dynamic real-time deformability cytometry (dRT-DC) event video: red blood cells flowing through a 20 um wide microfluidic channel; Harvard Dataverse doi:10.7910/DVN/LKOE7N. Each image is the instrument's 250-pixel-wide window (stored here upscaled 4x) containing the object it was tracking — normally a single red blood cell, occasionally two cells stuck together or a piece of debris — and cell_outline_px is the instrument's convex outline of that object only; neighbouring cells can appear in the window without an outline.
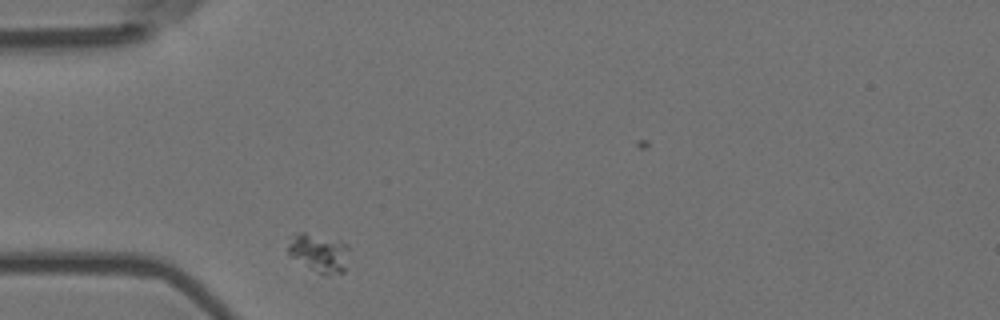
{"species": "Egyptian fruit bat (a non-hibernating species)", "species_latin": "Rousettus aegyptiacus", "temperature_condition": "room temperature", "stored_images_in_passage": 1, "camera_frame_rate_fps": 3000, "um_per_image_px": 0.085, "animal": {"sex": "female"}, "frame": {"image": 1, "passage_image": 1, "time_ms": 0.0, "image_size_px": [1000, 320], "cell_outline_px": [[348, 248], [344, 272], [328, 276], [288, 256], [288, 244], [292, 236], [300, 232], [304, 232], [340, 240], [348, 244]], "centroid_in_image_um": [27.12, 21.47], "position_along_channel_um": 57.9, "area_um2": 13.53}}